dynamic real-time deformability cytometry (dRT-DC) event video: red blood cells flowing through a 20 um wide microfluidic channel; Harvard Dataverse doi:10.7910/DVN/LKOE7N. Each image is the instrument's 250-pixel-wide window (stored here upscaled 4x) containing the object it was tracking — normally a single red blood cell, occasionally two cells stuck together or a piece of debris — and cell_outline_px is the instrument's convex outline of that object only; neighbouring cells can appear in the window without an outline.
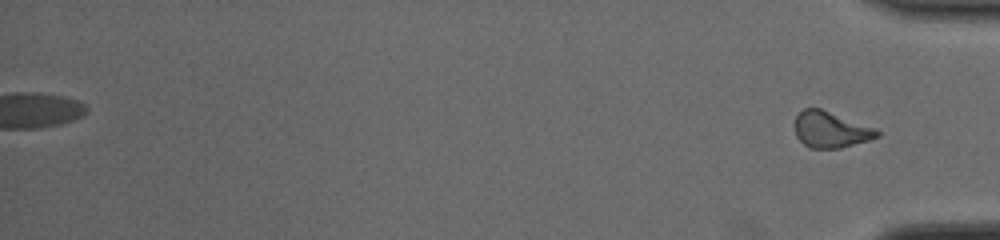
{"species": "common noctule bat (a hibernating species)", "species_latin": "Nyctalus noctula", "temperature_condition": "cold", "stored_images_in_passage": 45, "segment_of_instrument_passage": [2, 2], "camera_frame_rate_fps": 3000, "um_per_image_px": 0.085, "animal": {"sex": "male", "body_mass_g": 19.0, "forearm_length_mm": 50.8}, "frame": {"image": 1, "passage_image": 45, "time_ms": 14.667, "image_size_px": [1000, 240], "cell_outline_px": [[880, 136], [868, 140], [840, 148], [808, 148], [796, 136], [796, 116], [804, 108], [820, 108], [876, 128], [880, 132]], "centroid_in_image_um": [70.62, 11.02], "position_along_channel_um": 364.6, "area_um2": 17.17}}